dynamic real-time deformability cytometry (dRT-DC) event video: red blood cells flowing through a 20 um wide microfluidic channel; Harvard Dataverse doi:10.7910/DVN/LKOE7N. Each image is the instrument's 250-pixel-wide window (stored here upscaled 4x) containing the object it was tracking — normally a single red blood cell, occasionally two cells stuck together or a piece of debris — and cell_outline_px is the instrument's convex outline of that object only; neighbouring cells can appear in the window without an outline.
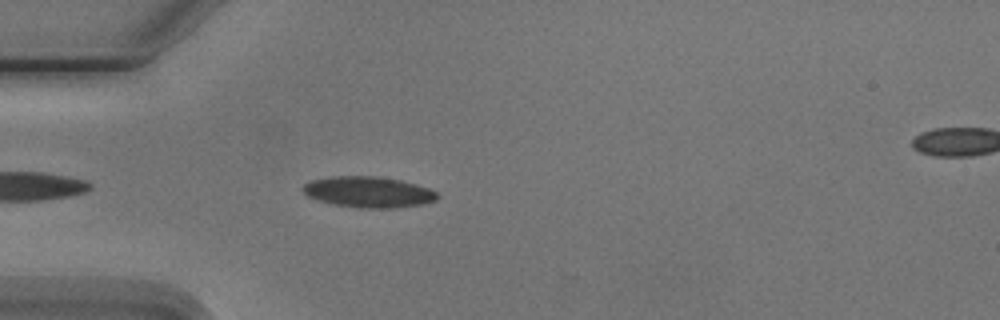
{"species": "Egyptian fruit bat (a non-hibernating species)", "species_latin": "Rousettus aegyptiacus", "temperature_condition": "cold", "stored_images_in_passage": 4, "segment_of_instrument_passage": [1, 2], "camera_frame_rate_fps": 3000, "um_per_image_px": 0.085, "animal": {"sex": "male"}, "frame": {"image": 1, "passage_image": 3, "time_ms": 2.333, "image_size_px": [1000, 320], "cell_outline_px": [[440, 196], [436, 200], [424, 204], [396, 208], [356, 208], [332, 204], [316, 200], [308, 196], [300, 188], [304, 184], [312, 180], [336, 176], [376, 176], [400, 180], [416, 184], [428, 188], [436, 192]], "centroid_in_image_um": [31.32, 16.33], "position_along_channel_um": 53.7, "area_um2": 24.39}}